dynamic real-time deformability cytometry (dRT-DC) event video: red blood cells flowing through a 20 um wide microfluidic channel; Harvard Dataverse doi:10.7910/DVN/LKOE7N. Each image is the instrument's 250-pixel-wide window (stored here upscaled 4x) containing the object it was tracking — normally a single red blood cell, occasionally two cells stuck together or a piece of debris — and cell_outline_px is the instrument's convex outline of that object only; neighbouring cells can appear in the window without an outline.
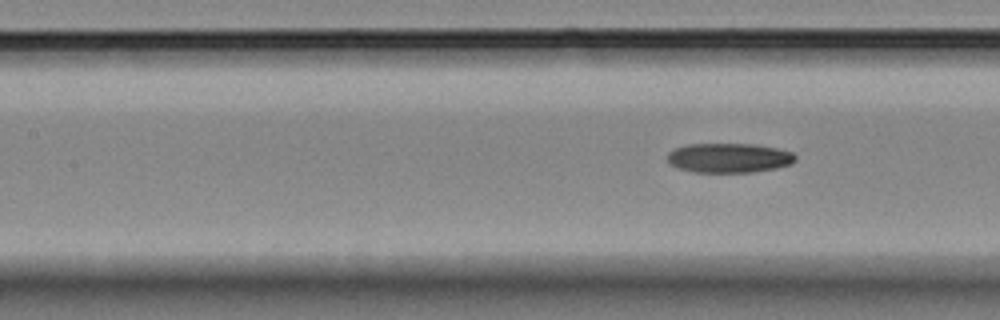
{"species": "Egyptian fruit bat (a non-hibernating species)", "species_latin": "Rousettus aegyptiacus", "temperature_condition": "room temperature", "stored_images_in_passage": 7, "camera_frame_rate_fps": 3000, "um_per_image_px": 0.085, "animal": {"sex": "female"}, "frame": {"image": 1, "passage_image": 7, "time_ms": 7.0, "image_size_px": [1000, 320], "cell_outline_px": [[796, 160], [792, 164], [776, 168], [752, 172], [692, 172], [668, 164], [668, 152], [676, 148], [688, 144], [752, 144], [776, 148], [792, 152], [796, 156]], "centroid_in_image_um": [61.97, 13.42], "position_along_channel_um": 145.4, "area_um2": 22.02}}